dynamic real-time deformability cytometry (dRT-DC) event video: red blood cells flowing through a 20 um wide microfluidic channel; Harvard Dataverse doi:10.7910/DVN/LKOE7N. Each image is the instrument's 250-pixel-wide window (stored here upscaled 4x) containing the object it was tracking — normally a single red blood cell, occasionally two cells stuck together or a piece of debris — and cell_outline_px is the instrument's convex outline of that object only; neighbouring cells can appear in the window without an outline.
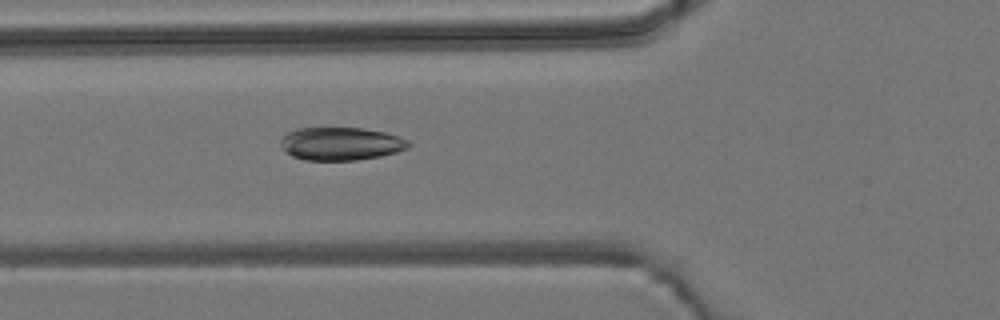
{"species": "common noctule bat (a hibernating species)", "species_latin": "Nyctalus noctula", "temperature_condition": "room temperature", "stored_images_in_passage": 2, "camera_frame_rate_fps": 3000, "um_per_image_px": 0.085, "animal": {"sex": "male", "body_mass_g": 19.2, "forearm_length_mm": 51.8}, "frame": {"image": 1, "passage_image": 2, "time_ms": 1.0, "image_size_px": [1000, 320], "cell_outline_px": [[412, 144], [408, 148], [396, 152], [380, 156], [356, 160], [304, 160], [292, 156], [280, 144], [280, 140], [288, 132], [296, 128], [364, 128], [384, 132], [400, 136], [408, 140]], "centroid_in_image_um": [29.0, 12.21], "position_along_channel_um": 96.8, "area_um2": 24.62}}